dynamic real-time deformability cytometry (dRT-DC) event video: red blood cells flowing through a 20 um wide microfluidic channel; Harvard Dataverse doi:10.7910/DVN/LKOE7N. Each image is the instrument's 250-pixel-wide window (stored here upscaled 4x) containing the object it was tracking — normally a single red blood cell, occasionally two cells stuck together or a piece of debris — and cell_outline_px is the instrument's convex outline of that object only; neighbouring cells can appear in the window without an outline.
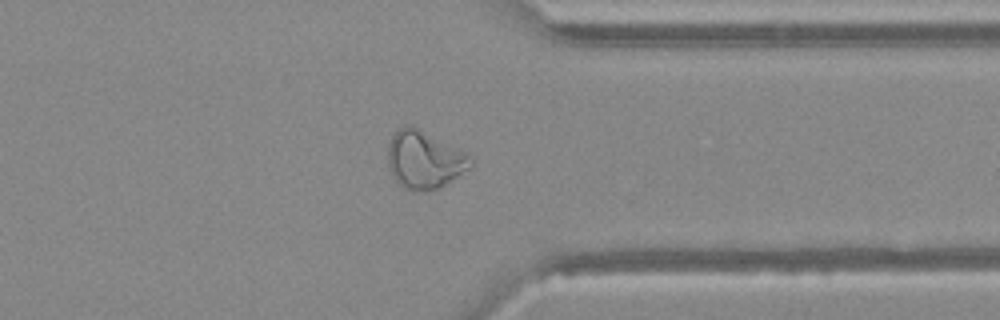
{"species": "Egyptian fruit bat (a non-hibernating species)", "species_latin": "Rousettus aegyptiacus", "temperature_condition": "warm", "stored_images_in_passage": 48, "camera_frame_rate_fps": 3000, "um_per_image_px": 0.085, "animal": {"sex": "female"}, "frame": {"image": 1, "passage_image": 38, "time_ms": 12.333, "image_size_px": [1000, 320], "cell_outline_px": [[476, 156], [472, 168], [444, 184], [436, 188], [424, 192], [416, 192], [404, 188], [392, 176], [388, 164], [388, 144], [392, 136], [400, 128], [408, 124], [412, 124]], "centroid_in_image_um": [36.13, 13.56], "position_along_channel_um": 375.3, "area_um2": 28.5}}
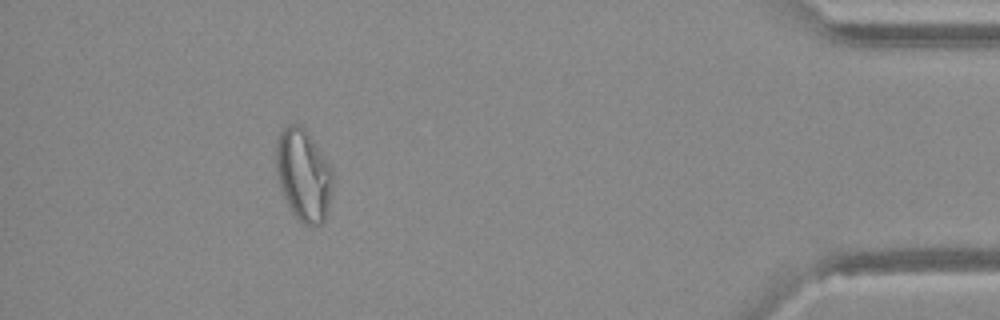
{"frame": {"image": 2, "passage_image": 44, "time_ms": 14.333, "image_size_px": [1000, 320], "cell_outline_px": [[332, 192], [328, 212], [324, 220], [320, 224], [312, 228], [304, 224], [292, 212], [284, 196], [276, 172], [276, 140], [280, 132], [288, 124], [300, 124], [304, 128], [328, 160], [332, 168]], "centroid_in_image_um": [25.81, 14.88], "position_along_channel_um": 409.4, "area_um2": 30.52}}